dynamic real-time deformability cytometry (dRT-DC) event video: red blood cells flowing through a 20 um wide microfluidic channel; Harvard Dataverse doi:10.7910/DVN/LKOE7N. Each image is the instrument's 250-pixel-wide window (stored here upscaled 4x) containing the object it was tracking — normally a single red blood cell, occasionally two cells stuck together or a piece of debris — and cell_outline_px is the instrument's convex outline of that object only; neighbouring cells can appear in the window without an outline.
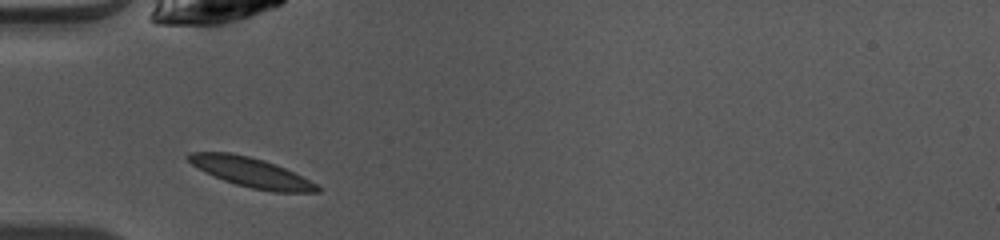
{"species": "common noctule bat (a hibernating species)", "species_latin": "Nyctalus noctula", "temperature_condition": "warm", "stored_images_in_passage": 23, "camera_frame_rate_fps": 3000, "um_per_image_px": 0.085, "animal": {"sex": "female", "body_mass_g": 10.0, "forearm_length_mm": 53.1}, "frame": {"image": 1, "passage_image": 1, "time_ms": 0.0, "image_size_px": [1000, 240], "cell_outline_px": [[320, 192], [272, 192], [252, 188], [236, 184], [224, 180], [204, 172], [192, 164], [184, 156], [192, 152], [228, 152], [248, 156], [264, 160], [284, 168], [316, 184], [320, 188]], "centroid_in_image_um": [21.31, 14.65], "position_along_channel_um": 63.7, "area_um2": 21.85}}
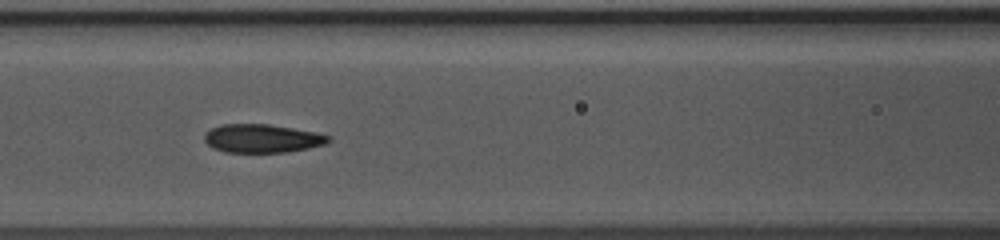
{"frame": {"image": 2, "passage_image": 7, "time_ms": 2.0, "image_size_px": [1000, 240], "cell_outline_px": [[332, 140], [324, 144], [308, 148], [288, 152], [224, 152], [212, 148], [204, 140], [204, 136], [212, 128], [220, 124], [268, 124], [316, 132], [332, 136]], "centroid_in_image_um": [22.3, 11.77], "position_along_channel_um": 144.3, "area_um2": 20.58}}
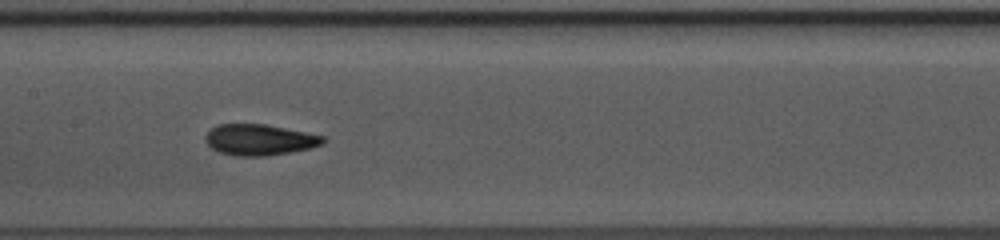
{"frame": {"image": 3, "passage_image": 10, "time_ms": 3.0, "image_size_px": [1000, 240], "cell_outline_px": [[328, 140], [324, 144], [308, 148], [288, 152], [264, 156], [236, 156], [220, 152], [212, 148], [204, 140], [204, 136], [216, 124], [264, 124], [324, 136]], "centroid_in_image_um": [22.04, 11.88], "position_along_channel_um": 185.4, "area_um2": 21.1}}